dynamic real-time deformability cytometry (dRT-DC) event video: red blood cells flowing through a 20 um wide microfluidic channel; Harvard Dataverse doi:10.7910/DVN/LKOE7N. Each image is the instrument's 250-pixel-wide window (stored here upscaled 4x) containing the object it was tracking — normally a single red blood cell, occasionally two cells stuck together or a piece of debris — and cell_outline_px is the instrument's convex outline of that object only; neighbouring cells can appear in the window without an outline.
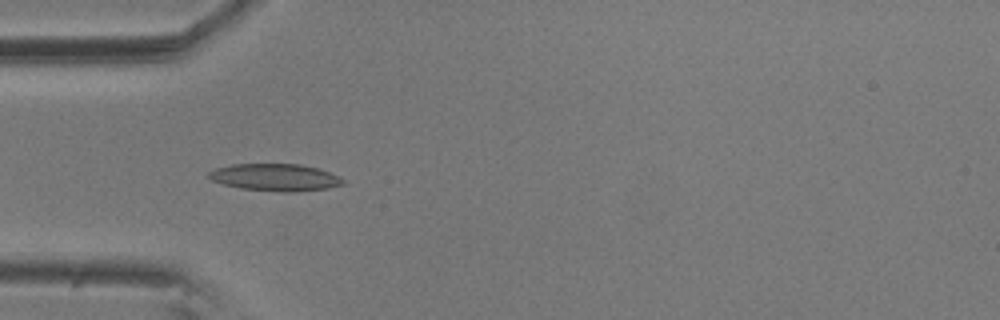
{"species": "common noctule bat (a hibernating species)", "species_latin": "Nyctalus noctula", "temperature_condition": "room temperature", "stored_images_in_passage": 5, "camera_frame_rate_fps": 3000, "um_per_image_px": 0.085, "animal": {"sex": "male", "body_mass_g": 20.5, "forearm_length_mm": 52.5}, "frame": {"image": 1, "passage_image": 5, "time_ms": 1.333, "image_size_px": [1000, 320], "cell_outline_px": [[344, 184], [328, 188], [296, 192], [280, 192], [240, 188], [224, 184], [212, 180], [208, 176], [208, 172], [216, 168], [232, 164], [300, 164], [320, 168], [344, 180]], "centroid_in_image_um": [23.39, 15.07], "position_along_channel_um": 61.6, "area_um2": 21.21}}